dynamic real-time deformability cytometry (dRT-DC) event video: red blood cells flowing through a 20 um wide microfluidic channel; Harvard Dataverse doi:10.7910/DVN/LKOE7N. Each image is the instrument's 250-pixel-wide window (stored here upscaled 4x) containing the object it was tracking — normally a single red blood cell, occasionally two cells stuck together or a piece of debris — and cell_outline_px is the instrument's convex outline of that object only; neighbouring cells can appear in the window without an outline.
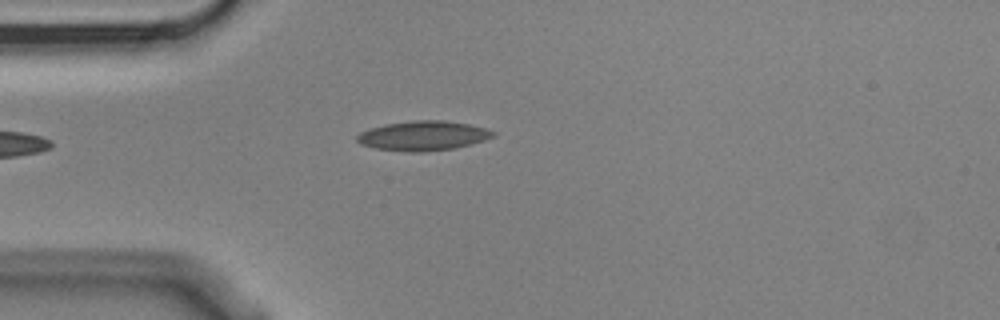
{"species": "Egyptian fruit bat (a non-hibernating species)", "species_latin": "Rousettus aegyptiacus", "temperature_condition": "cold", "stored_images_in_passage": 2, "camera_frame_rate_fps": 3000, "um_per_image_px": 0.085, "animal": {"sex": "male"}, "frame": {"image": 1, "passage_image": 2, "time_ms": 0.333, "image_size_px": [1000, 320], "cell_outline_px": [[496, 136], [472, 144], [456, 148], [424, 152], [404, 152], [376, 148], [360, 144], [356, 140], [356, 136], [360, 132], [368, 128], [384, 124], [416, 120], [444, 120], [468, 124], [484, 128], [496, 132]], "centroid_in_image_um": [35.95, 11.54], "position_along_channel_um": 49.0, "area_um2": 23.7}}